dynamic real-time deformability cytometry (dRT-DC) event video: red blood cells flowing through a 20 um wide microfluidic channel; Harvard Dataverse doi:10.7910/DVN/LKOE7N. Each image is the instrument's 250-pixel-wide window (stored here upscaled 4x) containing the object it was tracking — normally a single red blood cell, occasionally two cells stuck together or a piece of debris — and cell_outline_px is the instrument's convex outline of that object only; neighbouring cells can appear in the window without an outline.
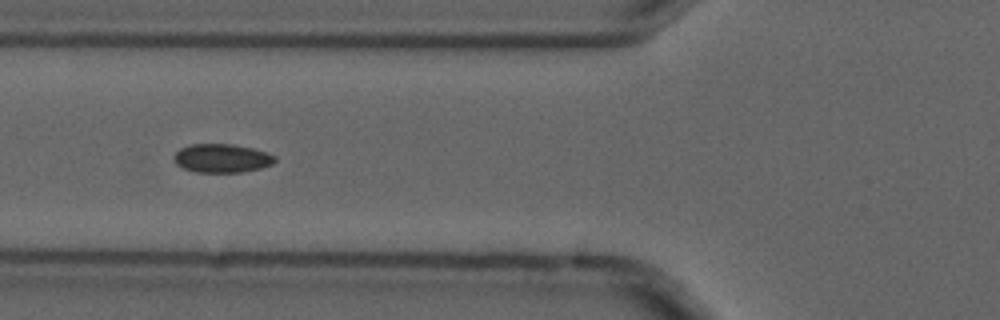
{"species": "common noctule bat (a hibernating species)", "species_latin": "Nyctalus noctula", "temperature_condition": "cold", "stored_images_in_passage": 9, "camera_frame_rate_fps": 3000, "um_per_image_px": 0.085, "animal": {"sex": "male", "forearm_length_mm": 52.5}, "frame": {"image": 1, "passage_image": 6, "time_ms": 1.667, "image_size_px": [1000, 320], "cell_outline_px": [[276, 160], [272, 164], [260, 168], [244, 172], [196, 172], [184, 168], [176, 164], [172, 160], [172, 156], [180, 148], [188, 144], [232, 144], [252, 148], [268, 152], [276, 156]], "centroid_in_image_um": [18.84, 13.44], "position_along_channel_um": 107.0, "area_um2": 17.05}}
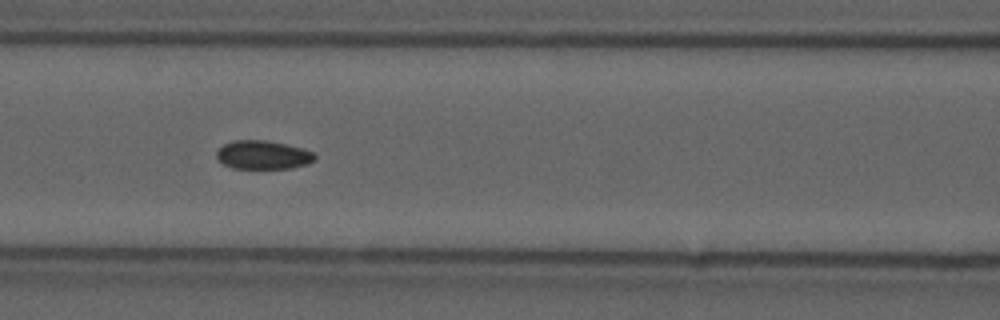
{"frame": {"image": 2, "passage_image": 7, "time_ms": 2.0, "image_size_px": [1000, 320], "cell_outline_px": [[316, 160], [308, 164], [292, 168], [232, 168], [224, 164], [216, 156], [216, 152], [224, 144], [232, 140], [264, 140], [284, 144], [300, 148], [312, 152], [316, 156]], "centroid_in_image_um": [22.35, 13.17], "position_along_channel_um": 144.2, "area_um2": 16.24}}